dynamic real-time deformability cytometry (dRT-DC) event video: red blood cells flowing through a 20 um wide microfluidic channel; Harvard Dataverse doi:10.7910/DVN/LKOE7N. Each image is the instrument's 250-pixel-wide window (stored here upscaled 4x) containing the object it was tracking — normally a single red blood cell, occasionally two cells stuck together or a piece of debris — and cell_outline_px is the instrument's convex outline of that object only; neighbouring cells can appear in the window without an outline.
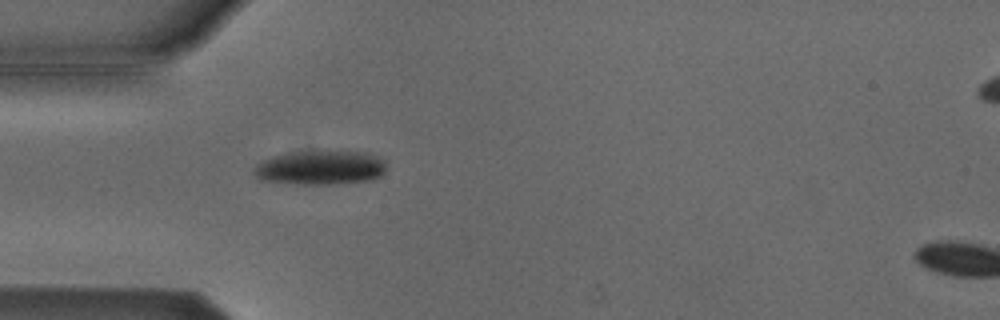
{"species": "Egyptian fruit bat (a non-hibernating species)", "species_latin": "Rousettus aegyptiacus", "temperature_condition": "cold", "stored_images_in_passage": 2, "segment_of_instrument_passage": [1, 2], "camera_frame_rate_fps": 3000, "um_per_image_px": 0.085, "animal": {"sex": "male"}, "frame": {"image": 1, "passage_image": 1, "time_ms": 0.0, "image_size_px": [1000, 320], "cell_outline_px": [[384, 172], [380, 176], [368, 180], [328, 184], [296, 184], [264, 180], [256, 176], [252, 172], [256, 164], [272, 156], [296, 152], [368, 152], [384, 160]], "centroid_in_image_um": [27.21, 14.26], "position_along_channel_um": 57.8, "area_um2": 25.84}}